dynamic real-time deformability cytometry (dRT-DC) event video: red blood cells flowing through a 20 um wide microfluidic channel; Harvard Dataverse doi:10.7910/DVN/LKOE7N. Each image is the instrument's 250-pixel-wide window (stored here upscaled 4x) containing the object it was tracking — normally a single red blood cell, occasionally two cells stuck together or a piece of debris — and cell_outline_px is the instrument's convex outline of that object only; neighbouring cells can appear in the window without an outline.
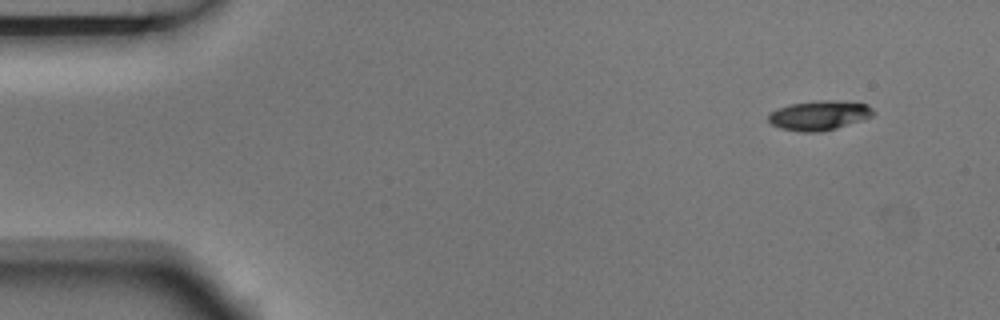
{"species": "Egyptian fruit bat (a non-hibernating species)", "species_latin": "Rousettus aegyptiacus", "temperature_condition": "room temperature", "stored_images_in_passage": 4, "camera_frame_rate_fps": 3000, "um_per_image_px": 0.085, "animal": {"sex": "male"}, "frame": {"image": 1, "passage_image": 1, "time_ms": 0.0, "image_size_px": [1000, 320], "cell_outline_px": [[876, 112], [872, 116], [836, 128], [820, 132], [800, 132], [780, 128], [772, 124], [768, 120], [768, 112], [776, 108], [792, 104], [820, 100], [840, 100], [868, 104]], "centroid_in_image_um": [69.62, 9.8], "position_along_channel_um": 15.4, "area_um2": 18.15}}
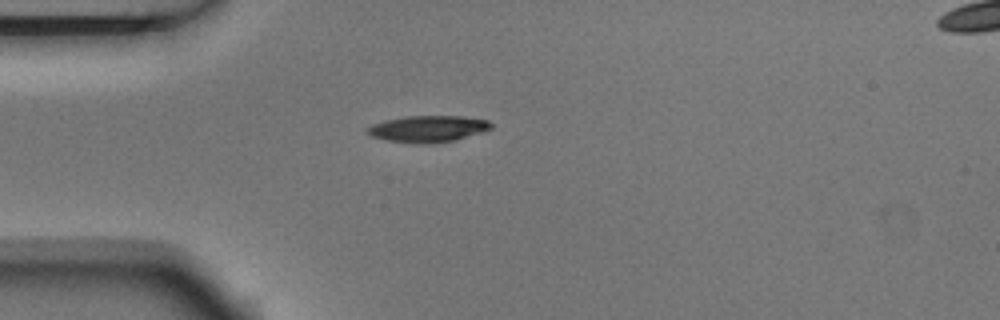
{"frame": {"image": 2, "passage_image": 4, "time_ms": 1.0, "image_size_px": [1000, 320], "cell_outline_px": [[492, 128], [484, 132], [452, 140], [428, 144], [424, 144], [388, 140], [372, 136], [364, 132], [364, 128], [372, 124], [384, 120], [408, 116], [464, 116], [488, 120], [492, 124]], "centroid_in_image_um": [36.36, 10.94], "position_along_channel_um": 48.6, "area_um2": 19.13}}